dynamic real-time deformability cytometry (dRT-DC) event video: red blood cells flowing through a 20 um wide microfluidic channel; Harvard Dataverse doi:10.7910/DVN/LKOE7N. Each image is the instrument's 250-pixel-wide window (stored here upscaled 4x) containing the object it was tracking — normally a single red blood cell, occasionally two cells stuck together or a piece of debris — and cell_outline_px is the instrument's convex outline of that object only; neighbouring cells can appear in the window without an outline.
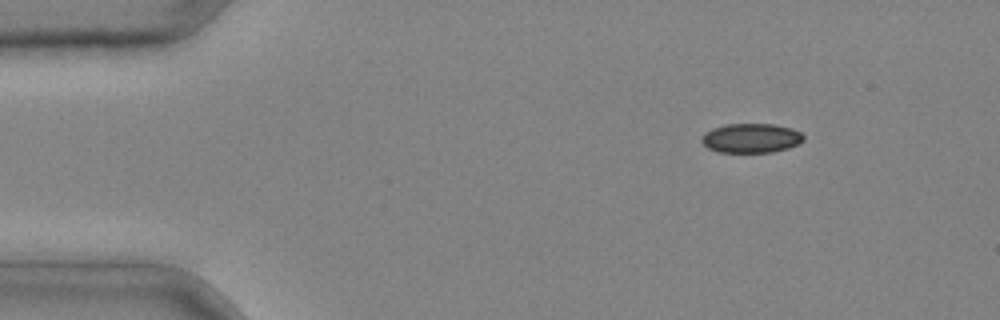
{"species": "common noctule bat (a hibernating species)", "species_latin": "Nyctalus noctula", "temperature_condition": "cold", "stored_images_in_passage": 4, "camera_frame_rate_fps": 3000, "um_per_image_px": 0.085, "animal": {"sex": "male", "body_mass_g": 20.4}, "frame": {"image": 1, "passage_image": 2, "time_ms": 0.333, "image_size_px": [1000, 320], "cell_outline_px": [[804, 140], [788, 148], [772, 152], [720, 152], [708, 148], [700, 140], [700, 136], [704, 132], [712, 128], [728, 124], [772, 124], [792, 128], [800, 132], [804, 136]], "centroid_in_image_um": [63.82, 11.73], "position_along_channel_um": 21.2, "area_um2": 17.46}}